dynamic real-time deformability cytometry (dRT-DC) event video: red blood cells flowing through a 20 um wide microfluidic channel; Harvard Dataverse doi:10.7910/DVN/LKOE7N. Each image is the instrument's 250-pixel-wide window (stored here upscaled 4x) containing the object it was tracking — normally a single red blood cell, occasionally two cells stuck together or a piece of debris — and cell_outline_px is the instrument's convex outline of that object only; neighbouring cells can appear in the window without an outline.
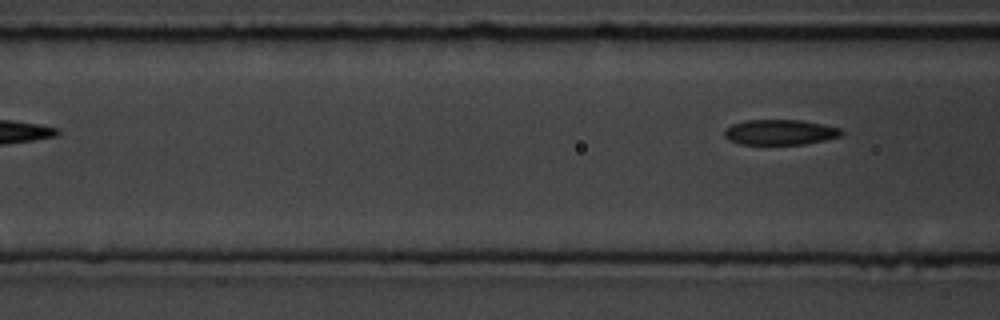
{"species": "common noctule bat (a hibernating species)", "species_latin": "Nyctalus noctula", "temperature_condition": "room temperature", "stored_images_in_passage": 6, "camera_frame_rate_fps": 3000, "um_per_image_px": 0.085, "animal": {"sex": "male", "body_mass_g": 19.5, "forearm_length_mm": 54.6}, "frame": {"image": 1, "passage_image": 6, "time_ms": 5.667, "image_size_px": [1000, 320], "cell_outline_px": [[844, 132], [840, 136], [824, 140], [804, 144], [740, 144], [728, 140], [724, 136], [724, 128], [732, 124], [744, 120], [800, 120], [840, 128]], "centroid_in_image_um": [66.25, 11.24], "position_along_channel_um": 100.4, "area_um2": 17.22}}